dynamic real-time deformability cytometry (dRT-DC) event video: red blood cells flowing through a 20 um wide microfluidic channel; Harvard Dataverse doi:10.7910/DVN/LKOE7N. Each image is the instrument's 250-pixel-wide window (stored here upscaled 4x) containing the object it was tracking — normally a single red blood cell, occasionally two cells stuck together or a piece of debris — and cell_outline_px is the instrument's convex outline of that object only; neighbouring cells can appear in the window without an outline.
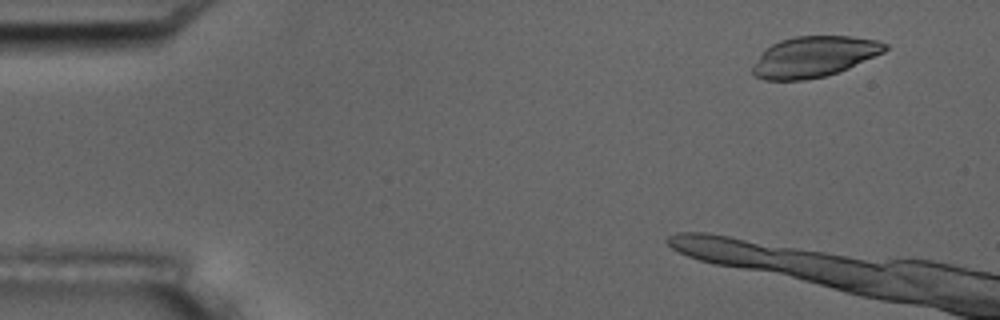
{"species": "common noctule bat (a hibernating species)", "species_latin": "Nyctalus noctula", "temperature_condition": "room temperature", "stored_images_in_passage": 8, "camera_frame_rate_fps": 3000, "um_per_image_px": 0.085, "animal": {"sex": "male", "body_mass_g": 17.5, "forearm_length_mm": 52.3}, "frame": {"image": 1, "passage_image": 2, "time_ms": 1.333, "image_size_px": [1000, 320], "cell_outline_px": [[888, 48], [884, 52], [848, 68], [824, 76], [804, 80], [764, 80], [752, 76], [752, 68], [760, 56], [772, 44], [780, 40], [796, 36], [852, 36], [876, 40], [888, 44]], "centroid_in_image_um": [69.2, 4.82], "position_along_channel_um": 15.8, "area_um2": 31.15}}